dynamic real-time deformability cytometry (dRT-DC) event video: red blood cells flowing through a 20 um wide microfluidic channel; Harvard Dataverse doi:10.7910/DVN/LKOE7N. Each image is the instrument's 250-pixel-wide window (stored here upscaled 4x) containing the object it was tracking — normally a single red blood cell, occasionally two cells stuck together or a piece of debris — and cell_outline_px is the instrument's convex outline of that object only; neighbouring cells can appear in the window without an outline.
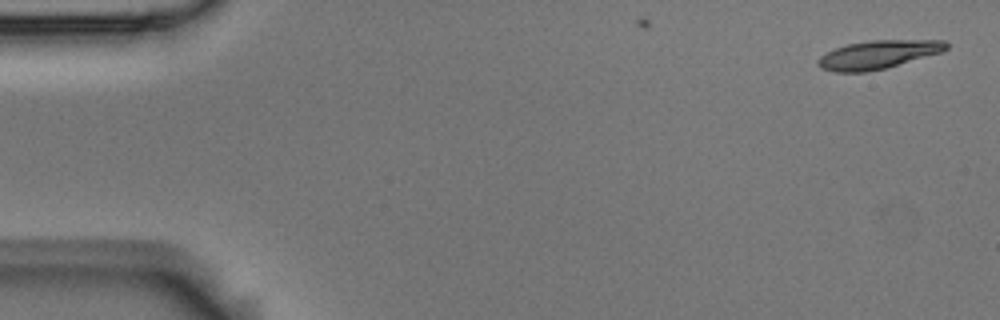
{"species": "Egyptian fruit bat (a non-hibernating species)", "species_latin": "Rousettus aegyptiacus", "temperature_condition": "room temperature", "stored_images_in_passage": 4, "camera_frame_rate_fps": 3000, "um_per_image_px": 0.085, "animal": {"sex": "male"}, "frame": {"image": 1, "passage_image": 1, "time_ms": 0.0, "image_size_px": [1000, 320], "cell_outline_px": [[948, 48], [940, 52], [884, 68], [864, 72], [836, 72], [820, 68], [816, 64], [816, 60], [820, 56], [836, 48], [848, 44], [872, 40], [944, 40], [948, 44]], "centroid_in_image_um": [74.59, 4.64], "position_along_channel_um": 10.4, "area_um2": 20.87}}